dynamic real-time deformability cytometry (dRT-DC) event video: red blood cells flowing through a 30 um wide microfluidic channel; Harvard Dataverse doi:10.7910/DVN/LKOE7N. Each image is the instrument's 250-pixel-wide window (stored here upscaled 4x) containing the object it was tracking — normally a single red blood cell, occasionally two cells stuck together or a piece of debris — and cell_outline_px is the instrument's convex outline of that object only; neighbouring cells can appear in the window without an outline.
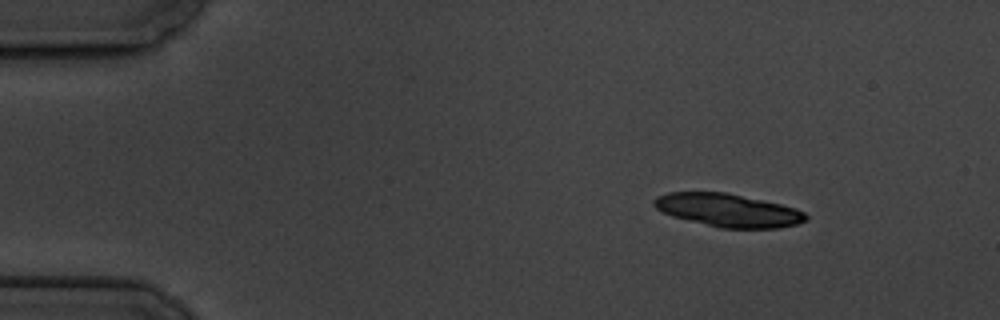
{"species": "common noctule bat (a hibernating species)", "species_latin": "Nyctalus noctula", "temperature_condition": "cold", "stored_images_in_passage": 6, "camera_frame_rate_fps": 3000, "um_per_image_px": 0.085, "animal": {"sex": "male", "body_mass_g": 19.5, "forearm_length_mm": 54.6}, "frame": {"image": 1, "passage_image": 2, "time_ms": 1.0, "image_size_px": [1000, 320], "cell_outline_px": [[808, 220], [796, 224], [780, 228], [720, 228], [672, 216], [656, 208], [652, 204], [652, 200], [656, 196], [668, 192], [728, 192], [780, 204], [796, 208], [804, 212], [808, 216]], "centroid_in_image_um": [61.89, 17.86], "position_along_channel_um": 23.1, "area_um2": 29.36}}